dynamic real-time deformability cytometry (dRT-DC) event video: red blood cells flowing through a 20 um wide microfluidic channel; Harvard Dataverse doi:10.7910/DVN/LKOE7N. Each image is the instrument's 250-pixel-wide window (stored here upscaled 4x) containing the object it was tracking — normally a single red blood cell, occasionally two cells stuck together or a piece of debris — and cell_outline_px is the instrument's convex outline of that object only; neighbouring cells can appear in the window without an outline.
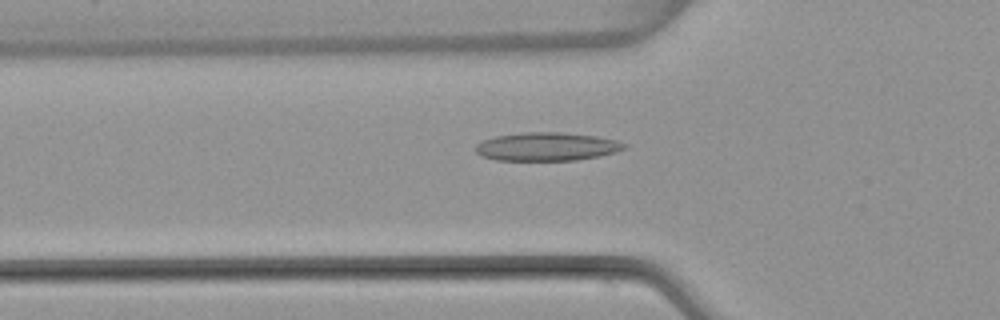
{"species": "common noctule bat (a hibernating species)", "species_latin": "Nyctalus noctula", "temperature_condition": "warm", "stored_images_in_passage": 51, "camera_frame_rate_fps": 3000, "um_per_image_px": 0.085, "animal": {"sex": "female", "body_mass_g": 22.7, "forearm_length_mm": 54.2}, "frame": {"image": 1, "passage_image": 17, "time_ms": 5.333, "image_size_px": [1000, 320], "cell_outline_px": [[628, 148], [616, 152], [600, 156], [576, 160], [496, 160], [480, 156], [476, 152], [476, 144], [484, 140], [496, 136], [524, 132], [560, 132], [596, 136], [616, 140], [628, 144]], "centroid_in_image_um": [46.51, 12.46], "position_along_channel_um": 79.3, "area_um2": 24.68}}
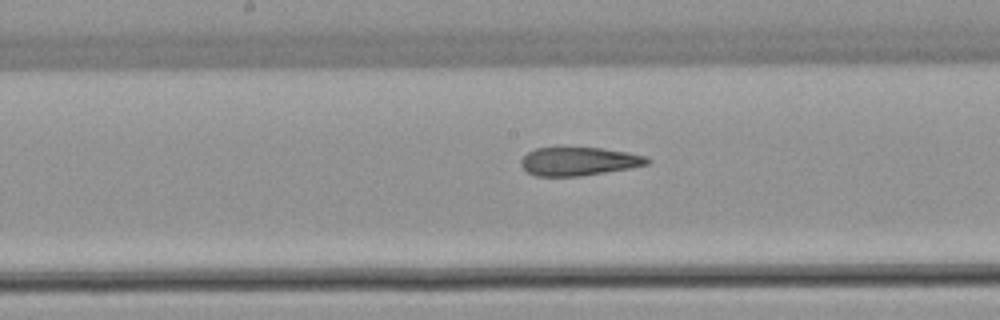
{"frame": {"image": 2, "passage_image": 26, "time_ms": 8.333, "image_size_px": [1000, 320], "cell_outline_px": [[652, 160], [648, 164], [628, 168], [580, 176], [536, 176], [528, 172], [520, 164], [520, 160], [528, 152], [536, 148], [600, 148], [628, 152], [648, 156]], "centroid_in_image_um": [49.22, 13.71], "position_along_channel_um": 199.0, "area_um2": 20.75}}
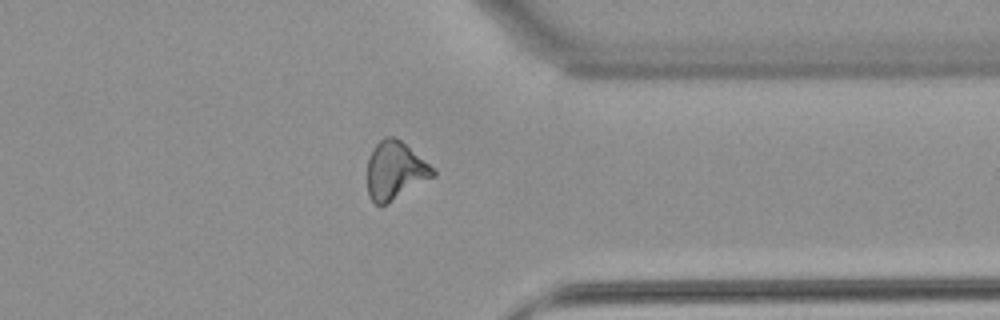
{"frame": {"image": 3, "passage_image": 40, "time_ms": 13.0, "image_size_px": [1000, 320], "cell_outline_px": [[436, 176], [388, 204], [376, 204], [368, 196], [368, 160], [372, 148], [384, 136], [396, 136], [436, 168]], "centroid_in_image_um": [33.62, 14.48], "position_along_channel_um": 377.8, "area_um2": 22.66}, "authors_computed_cell_mechanics": {"area_um2": 22.6576, "velocity_mm_per_s": 3.9621, "shape_relaxation_time_tau1_ms": null, "shape_relaxation_time_tau2_ms": 2.4861, "deformation_change_tau1": null, "deformation_change_tau2": 0.1126}}